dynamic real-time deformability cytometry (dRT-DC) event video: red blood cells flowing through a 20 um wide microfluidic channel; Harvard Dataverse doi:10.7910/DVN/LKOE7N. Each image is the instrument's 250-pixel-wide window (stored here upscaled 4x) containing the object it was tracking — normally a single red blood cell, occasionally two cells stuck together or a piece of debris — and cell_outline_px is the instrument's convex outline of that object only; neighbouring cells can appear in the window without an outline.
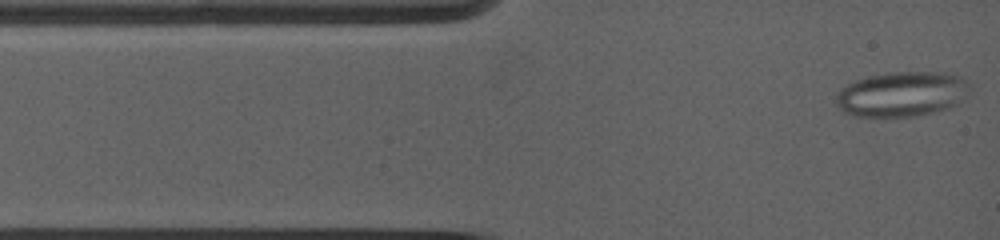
{"species": "common noctule bat (a hibernating species)", "species_latin": "Nyctalus noctula", "temperature_condition": "warm", "stored_images_in_passage": 20, "camera_frame_rate_fps": 5000, "um_per_image_px": 0.085, "animal": {"sex": "female", "body_mass_g": 19.0, "forearm_length_mm": 53.3}, "frame": {"image": 1, "passage_image": 1, "time_ms": 0.0, "image_size_px": [1000, 240], "cell_outline_px": [[972, 84], [960, 100], [956, 104], [948, 108], [916, 116], [856, 116], [844, 112], [840, 108], [836, 100], [836, 92], [840, 88], [856, 80], [868, 76], [888, 72], [944, 72], [964, 76]], "centroid_in_image_um": [76.67, 7.97], "position_along_channel_um": 8.3, "area_um2": 35.08}}